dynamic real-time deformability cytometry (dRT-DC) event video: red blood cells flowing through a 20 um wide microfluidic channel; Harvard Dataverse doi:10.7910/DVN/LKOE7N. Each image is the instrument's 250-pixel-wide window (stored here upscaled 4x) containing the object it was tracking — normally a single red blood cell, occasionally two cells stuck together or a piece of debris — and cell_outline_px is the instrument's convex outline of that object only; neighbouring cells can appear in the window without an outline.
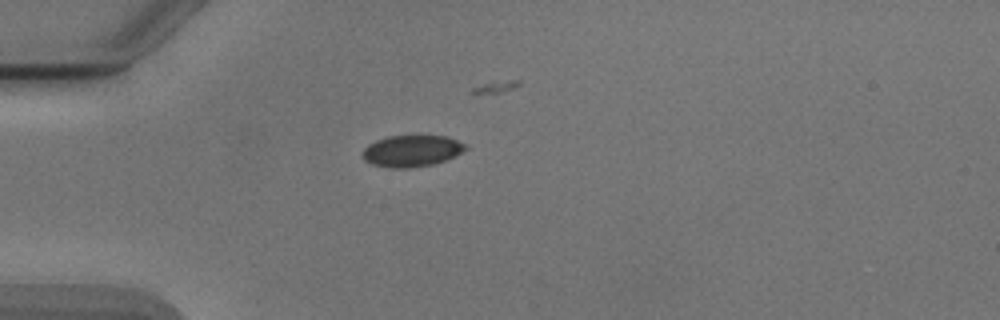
{"species": "Egyptian fruit bat (a non-hibernating species)", "species_latin": "Rousettus aegyptiacus", "temperature_condition": "cold", "stored_images_in_passage": 28, "camera_frame_rate_fps": 3000, "um_per_image_px": 0.085, "animal": {"sex": "male"}, "frame": {"image": 1, "passage_image": 1, "time_ms": 0.0, "image_size_px": [1000, 320], "cell_outline_px": [[468, 148], [456, 156], [448, 160], [432, 164], [412, 168], [388, 168], [372, 164], [364, 160], [360, 156], [360, 152], [368, 144], [376, 140], [388, 136], [448, 136], [468, 144]], "centroid_in_image_um": [35.0, 12.83], "position_along_channel_um": 50.0, "area_um2": 19.36}}
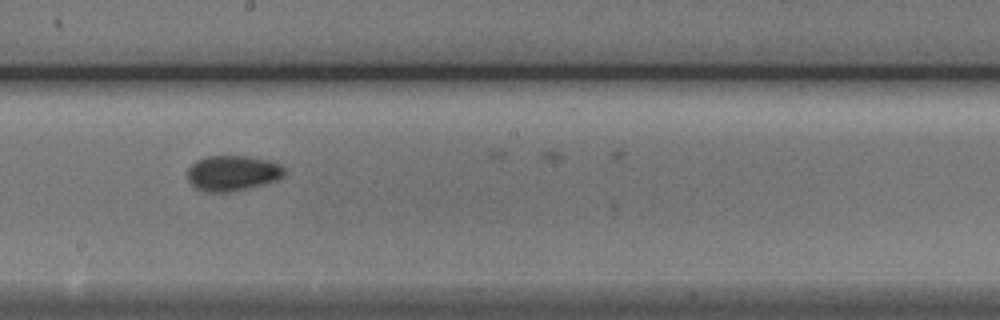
{"frame": {"image": 2, "passage_image": 16, "time_ms": 5.0, "image_size_px": [1000, 320], "cell_outline_px": [[288, 172], [284, 176], [276, 180], [264, 184], [232, 192], [204, 192], [196, 188], [188, 180], [188, 168], [196, 160], [208, 156], [248, 156], [272, 160], [280, 164]], "centroid_in_image_um": [19.8, 14.71], "position_along_channel_um": 228.4, "area_um2": 20.29}}
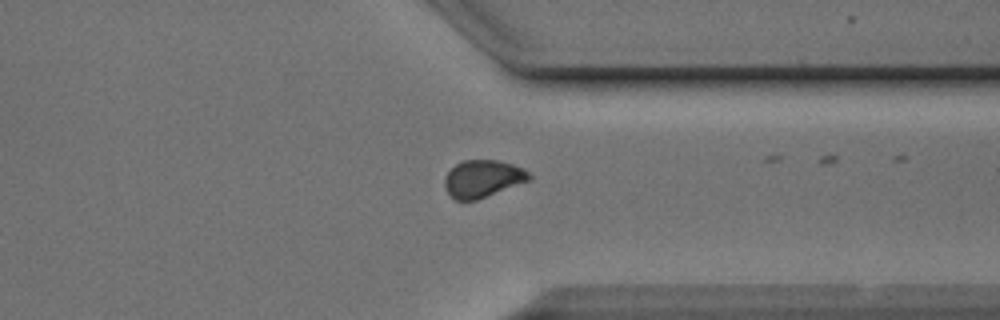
{"frame": {"image": 3, "passage_image": 27, "time_ms": 8.667, "image_size_px": [1000, 320], "cell_outline_px": [[532, 180], [476, 200], [456, 200], [444, 188], [444, 180], [448, 172], [456, 164], [464, 160], [496, 160], [512, 164], [524, 168], [532, 176]], "centroid_in_image_um": [41.06, 15.19], "position_along_channel_um": 370.3, "area_um2": 18.38}}